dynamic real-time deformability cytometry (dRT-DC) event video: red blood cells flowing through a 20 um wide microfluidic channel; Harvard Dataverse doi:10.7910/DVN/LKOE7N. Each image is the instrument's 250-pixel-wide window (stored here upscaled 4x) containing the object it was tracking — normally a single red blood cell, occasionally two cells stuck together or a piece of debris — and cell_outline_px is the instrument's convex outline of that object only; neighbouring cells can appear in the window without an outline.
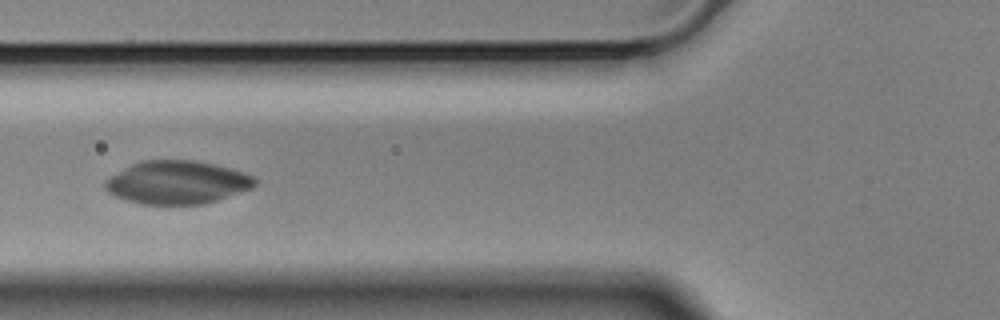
{"species": "Egyptian fruit bat (a non-hibernating species)", "species_latin": "Rousettus aegyptiacus", "temperature_condition": "cold", "stored_images_in_passage": 50, "camera_frame_rate_fps": 3000, "um_per_image_px": 0.085, "animal": {"sex": "male"}, "frame": {"image": 1, "passage_image": 20, "time_ms": 6.333, "image_size_px": [1000, 320], "cell_outline_px": [[256, 184], [252, 188], [204, 204], [140, 204], [124, 200], [108, 192], [104, 188], [104, 180], [132, 164], [140, 160], [196, 160], [244, 172], [252, 176], [256, 180]], "centroid_in_image_um": [15.02, 15.5], "position_along_channel_um": 110.8, "area_um2": 37.51}}
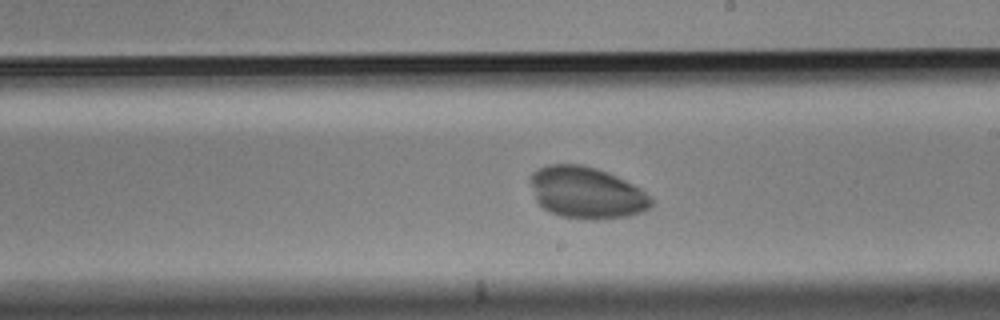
{"frame": {"image": 2, "passage_image": 31, "time_ms": 10.0, "image_size_px": [1000, 320], "cell_outline_px": [[652, 204], [648, 208], [640, 212], [628, 216], [560, 216], [544, 208], [536, 200], [532, 184], [532, 172], [548, 164], [580, 164], [596, 168], [608, 172], [640, 188], [652, 200]], "centroid_in_image_um": [49.84, 16.32], "position_along_channel_um": 239.2, "area_um2": 34.91}}
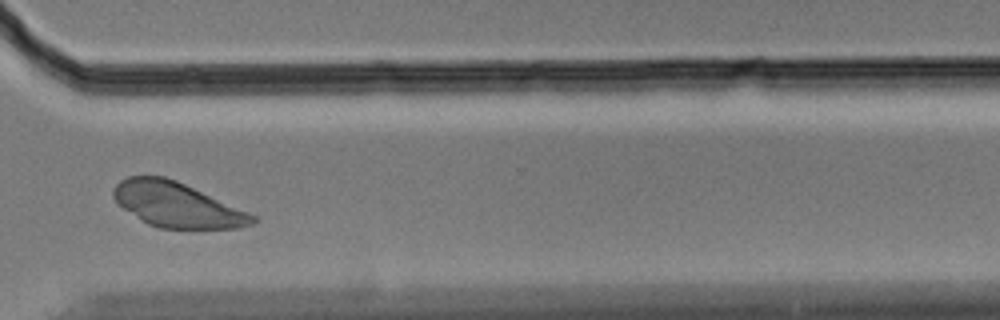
{"frame": {"image": 3, "passage_image": 41, "time_ms": 13.333, "image_size_px": [1000, 320], "cell_outline_px": [[256, 220], [252, 224], [240, 228], [160, 228], [148, 224], [116, 204], [112, 196], [112, 192], [116, 184], [120, 180], [128, 176], [164, 176], [176, 180], [256, 216]], "centroid_in_image_um": [14.98, 17.4], "position_along_channel_um": 355.6, "area_um2": 36.01}}